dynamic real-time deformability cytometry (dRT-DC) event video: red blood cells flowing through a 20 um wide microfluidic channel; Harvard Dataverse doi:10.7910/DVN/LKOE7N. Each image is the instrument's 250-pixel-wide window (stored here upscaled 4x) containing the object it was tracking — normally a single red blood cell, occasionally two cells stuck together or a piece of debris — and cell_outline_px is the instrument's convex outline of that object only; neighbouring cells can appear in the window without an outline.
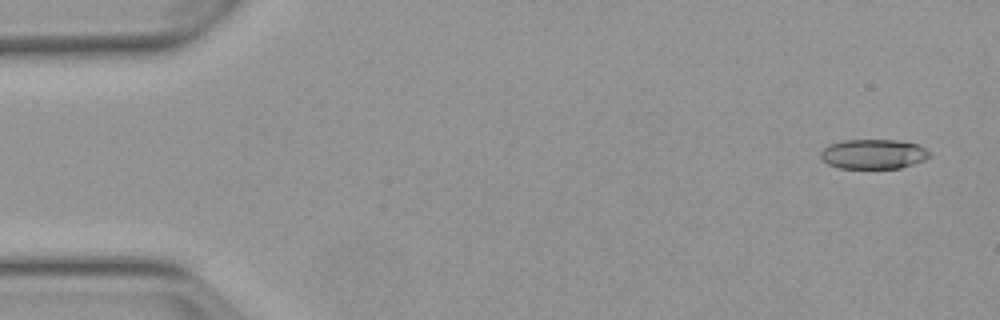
{"species": "Egyptian fruit bat (a non-hibernating species)", "species_latin": "Rousettus aegyptiacus", "temperature_condition": "warm", "stored_images_in_passage": 6, "camera_frame_rate_fps": 3000, "um_per_image_px": 0.085, "animal": {"sex": "female"}, "frame": {"image": 1, "passage_image": 1, "time_ms": 0.0, "image_size_px": [1000, 320], "cell_outline_px": [[932, 152], [924, 160], [900, 168], [840, 168], [828, 164], [820, 156], [820, 152], [824, 148], [832, 144], [844, 140], [896, 140], [916, 144]], "centroid_in_image_um": [74.24, 13.1], "position_along_channel_um": 10.8, "area_um2": 18.61}}
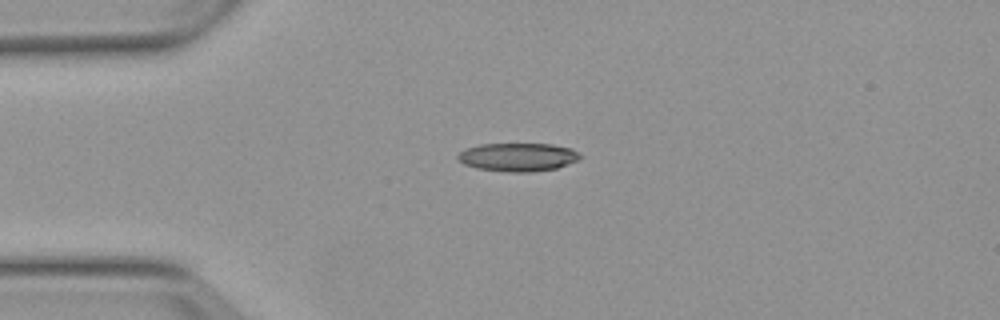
{"frame": {"image": 2, "passage_image": 4, "time_ms": 3.333, "image_size_px": [1000, 320], "cell_outline_px": [[584, 156], [580, 160], [556, 168], [532, 172], [508, 172], [476, 168], [464, 164], [456, 156], [464, 148], [480, 144], [552, 144], [572, 148]], "centroid_in_image_um": [44.06, 13.35], "position_along_channel_um": 40.9, "area_um2": 20.4}}
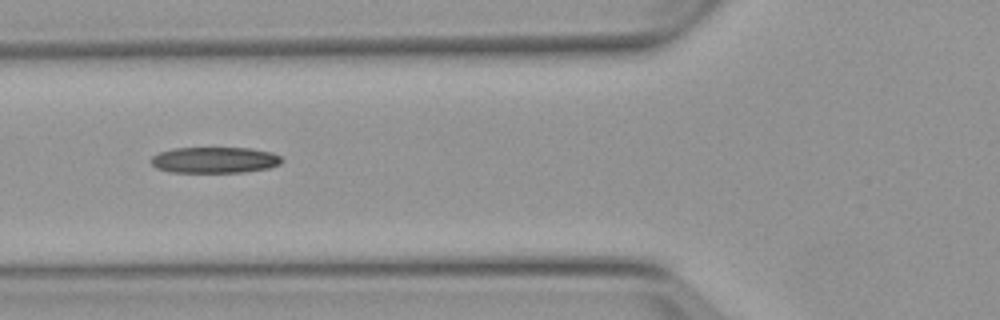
{"frame": {"image": 3, "passage_image": 6, "time_ms": 5.667, "image_size_px": [1000, 320], "cell_outline_px": [[284, 160], [280, 164], [268, 168], [244, 172], [168, 172], [156, 168], [152, 164], [152, 156], [160, 152], [172, 148], [252, 148], [272, 152], [280, 156]], "centroid_in_image_um": [18.26, 13.6], "position_along_channel_um": 107.5, "area_um2": 19.94}}